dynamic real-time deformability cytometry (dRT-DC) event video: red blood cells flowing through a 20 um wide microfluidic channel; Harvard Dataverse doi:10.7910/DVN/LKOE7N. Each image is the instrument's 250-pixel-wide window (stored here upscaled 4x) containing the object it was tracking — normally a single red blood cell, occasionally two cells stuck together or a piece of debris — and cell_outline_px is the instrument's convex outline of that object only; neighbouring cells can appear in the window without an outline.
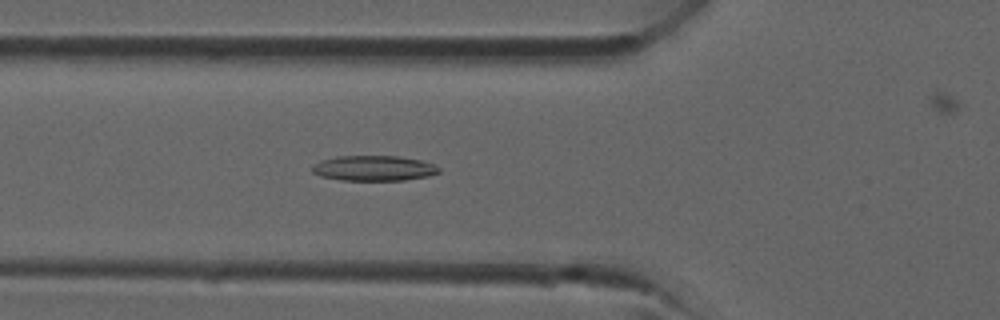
{"species": "common noctule bat (a hibernating species)", "species_latin": "Nyctalus noctula", "temperature_condition": "room temperature", "stored_images_in_passage": 38, "camera_frame_rate_fps": 3000, "um_per_image_px": 0.085, "animal": {"sex": "male", "forearm_length_mm": 52.5}, "frame": {"image": 1, "passage_image": 14, "time_ms": 4.333, "image_size_px": [1000, 320], "cell_outline_px": [[440, 172], [428, 176], [404, 180], [340, 180], [320, 176], [312, 172], [312, 164], [320, 160], [336, 156], [400, 156], [420, 160], [432, 164], [440, 168]], "centroid_in_image_um": [31.73, 14.29], "position_along_channel_um": 94.1, "area_um2": 18.73}}
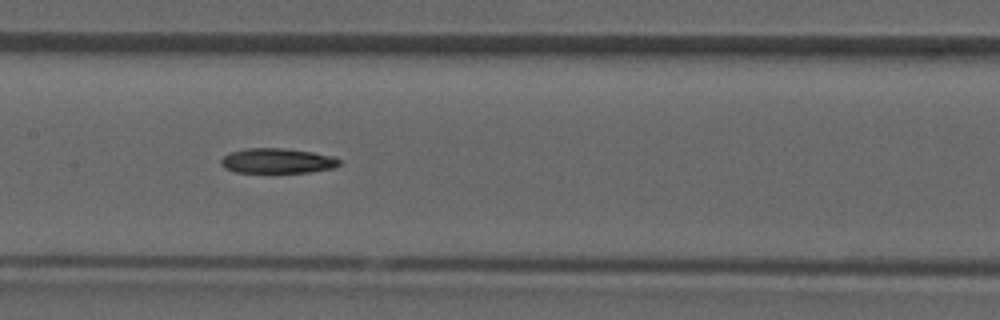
{"frame": {"image": 2, "passage_image": 19, "time_ms": 6.0, "image_size_px": [1000, 320], "cell_outline_px": [[340, 164], [336, 168], [308, 172], [236, 172], [224, 168], [220, 164], [220, 160], [224, 156], [232, 152], [244, 148], [280, 148], [312, 152], [332, 156], [340, 160]], "centroid_in_image_um": [23.57, 13.67], "position_along_channel_um": 183.8, "area_um2": 17.17}}
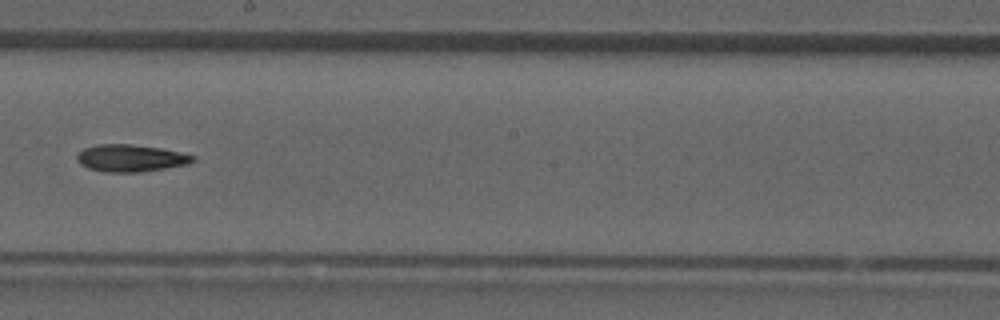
{"frame": {"image": 3, "passage_image": 22, "time_ms": 7.0, "image_size_px": [1000, 320], "cell_outline_px": [[196, 160], [188, 164], [140, 172], [104, 172], [88, 168], [80, 164], [76, 160], [76, 156], [84, 148], [96, 144], [128, 144], [160, 148], [196, 156]], "centroid_in_image_um": [11.08, 13.44], "position_along_channel_um": 237.1, "area_um2": 18.26}}